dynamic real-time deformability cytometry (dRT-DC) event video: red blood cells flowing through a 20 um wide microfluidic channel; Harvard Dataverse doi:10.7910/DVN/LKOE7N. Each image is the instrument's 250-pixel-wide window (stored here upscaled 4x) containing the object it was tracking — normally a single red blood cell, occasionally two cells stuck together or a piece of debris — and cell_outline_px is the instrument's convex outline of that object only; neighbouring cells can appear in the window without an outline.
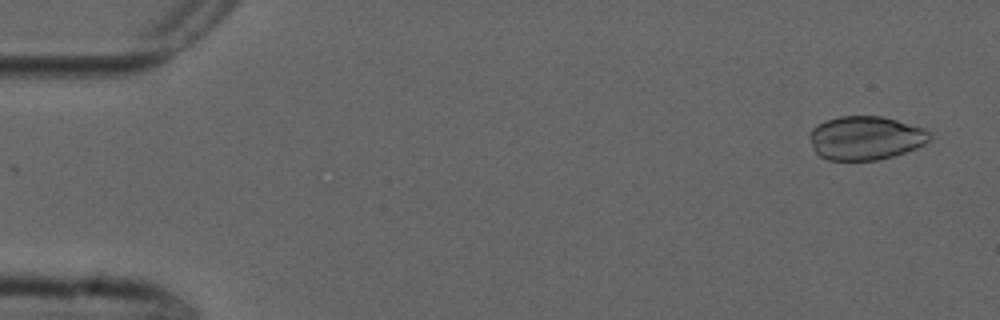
{"species": "common noctule bat (a hibernating species)", "species_latin": "Nyctalus noctula", "temperature_condition": "cold", "stored_images_in_passage": 6, "camera_frame_rate_fps": 3000, "um_per_image_px": 0.085, "animal": {"sex": "male", "forearm_length_mm": 52.5}, "frame": {"image": 1, "passage_image": 1, "time_ms": 0.0, "image_size_px": [1000, 320], "cell_outline_px": [[932, 140], [916, 148], [892, 156], [876, 160], [828, 160], [820, 156], [816, 152], [808, 136], [812, 128], [828, 120], [840, 116], [880, 116], [896, 120], [924, 128], [932, 132]], "centroid_in_image_um": [73.6, 11.73], "position_along_channel_um": 11.4, "area_um2": 30.52}}